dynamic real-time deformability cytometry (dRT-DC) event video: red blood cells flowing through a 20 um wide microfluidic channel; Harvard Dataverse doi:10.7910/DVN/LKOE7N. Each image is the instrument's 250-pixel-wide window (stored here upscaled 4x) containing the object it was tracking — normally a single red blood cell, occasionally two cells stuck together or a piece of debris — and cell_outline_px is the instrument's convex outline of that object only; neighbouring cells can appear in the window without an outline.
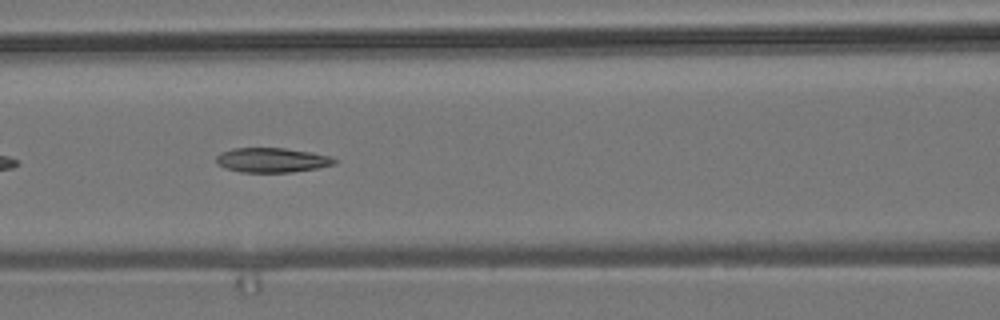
{"species": "common noctule bat (a hibernating species)", "species_latin": "Nyctalus noctula", "temperature_condition": "room temperature", "stored_images_in_passage": 39, "camera_frame_rate_fps": 3000, "um_per_image_px": 0.085, "animal": {"sex": "male", "body_mass_g": 19.2, "forearm_length_mm": 51.8}, "frame": {"image": 1, "passage_image": 8, "time_ms": 2.333, "image_size_px": [1000, 320], "cell_outline_px": [[336, 164], [316, 168], [292, 172], [240, 172], [216, 164], [216, 156], [220, 152], [232, 148], [284, 148], [312, 152], [332, 156], [336, 160]], "centroid_in_image_um": [23.12, 13.6], "position_along_channel_um": 143.5, "area_um2": 16.99}}
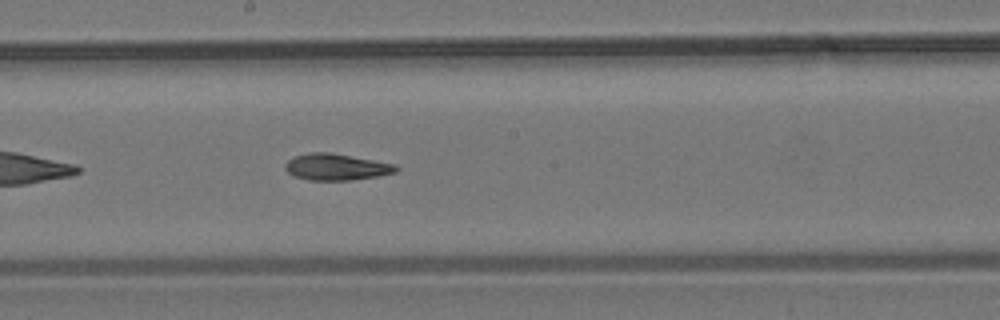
{"frame": {"image": 2, "passage_image": 14, "time_ms": 4.333, "image_size_px": [1000, 320], "cell_outline_px": [[400, 168], [396, 172], [380, 176], [352, 180], [308, 180], [296, 176], [288, 172], [284, 168], [284, 164], [292, 156], [308, 152], [328, 152], [396, 164]], "centroid_in_image_um": [28.58, 14.19], "position_along_channel_um": 219.6, "area_um2": 17.22}}
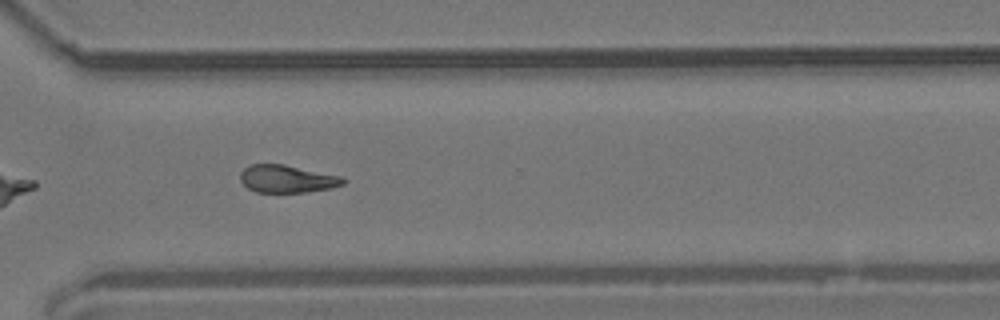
{"frame": {"image": 3, "passage_image": 24, "time_ms": 7.667, "image_size_px": [1000, 320], "cell_outline_px": [[348, 180], [344, 184], [332, 188], [308, 192], [256, 192], [248, 188], [240, 180], [240, 172], [244, 168], [252, 164], [284, 164], [340, 176]], "centroid_in_image_um": [24.41, 15.21], "position_along_channel_um": 346.2, "area_um2": 16.59}, "authors_computed_cell_mechanics": {"area_um2": 17.1088, "velocity_mm_per_s": 3.8182, "shape_relaxation_time_tau1_ms": null, "shape_relaxation_time_tau2_ms": 6.7017, "deformation_change_tau1": null, "deformation_change_tau2": 0.1485}}